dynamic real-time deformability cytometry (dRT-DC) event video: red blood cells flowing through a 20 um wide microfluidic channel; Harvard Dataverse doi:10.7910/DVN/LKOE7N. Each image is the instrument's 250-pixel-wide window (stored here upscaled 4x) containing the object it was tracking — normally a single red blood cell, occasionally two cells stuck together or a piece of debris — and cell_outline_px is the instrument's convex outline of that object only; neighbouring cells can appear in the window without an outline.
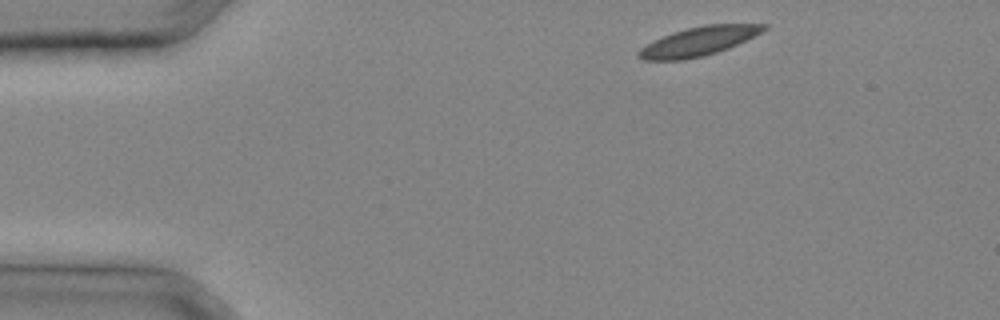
{"species": "common noctule bat (a hibernating species)", "species_latin": "Nyctalus noctula", "temperature_condition": "cold", "stored_images_in_passage": 10, "camera_frame_rate_fps": 3000, "um_per_image_px": 0.085, "animal": {"sex": "male", "body_mass_g": 20.4}, "frame": {"image": 1, "passage_image": 1, "time_ms": 0.0, "image_size_px": [1000, 320], "cell_outline_px": [[768, 28], [728, 48], [704, 56], [684, 60], [644, 60], [636, 56], [636, 52], [640, 48], [652, 40], [672, 32], [704, 24], [768, 24]], "centroid_in_image_um": [59.31, 3.52], "position_along_channel_um": 25.7, "area_um2": 21.04}}
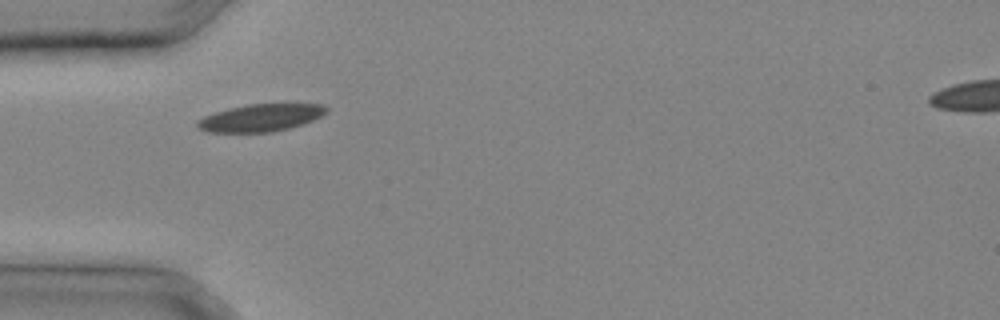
{"frame": {"image": 2, "passage_image": 6, "time_ms": 1.667, "image_size_px": [1000, 320], "cell_outline_px": [[328, 112], [304, 124], [272, 132], [208, 132], [200, 128], [196, 124], [196, 120], [204, 116], [228, 108], [248, 104], [288, 100], [324, 104], [328, 108]], "centroid_in_image_um": [22.28, 9.94], "position_along_channel_um": 62.7, "area_um2": 21.62}}